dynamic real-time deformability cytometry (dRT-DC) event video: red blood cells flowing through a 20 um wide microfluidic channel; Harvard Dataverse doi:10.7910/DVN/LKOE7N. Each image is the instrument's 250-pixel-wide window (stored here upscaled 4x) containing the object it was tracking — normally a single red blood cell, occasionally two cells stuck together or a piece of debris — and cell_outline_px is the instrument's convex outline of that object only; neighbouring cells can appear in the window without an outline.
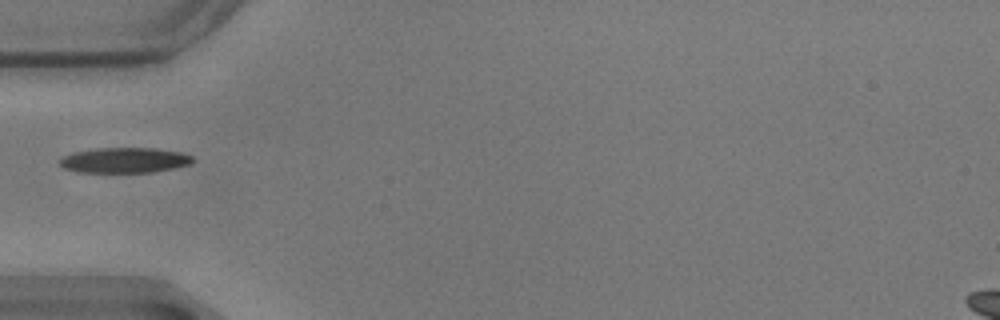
{"species": "common noctule bat (a hibernating species)", "species_latin": "Nyctalus noctula", "temperature_condition": "warm", "stored_images_in_passage": 40, "camera_frame_rate_fps": 3000, "um_per_image_px": 0.085, "animal": {"sex": "male", "body_mass_g": 17.9}, "frame": {"image": 1, "passage_image": 1, "time_ms": 0.0, "image_size_px": [1000, 320], "cell_outline_px": [[196, 160], [192, 164], [152, 172], [76, 172], [64, 168], [56, 160], [60, 156], [72, 152], [96, 148], [156, 148], [180, 152], [192, 156]], "centroid_in_image_um": [10.54, 13.61], "position_along_channel_um": 74.5, "area_um2": 19.88}}
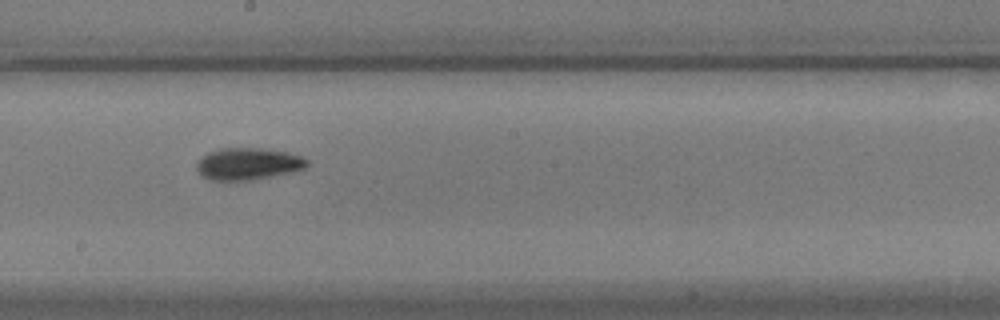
{"frame": {"image": 2, "passage_image": 14, "time_ms": 4.333, "image_size_px": [1000, 320], "cell_outline_px": [[308, 164], [304, 168], [292, 172], [252, 180], [208, 180], [200, 176], [196, 168], [196, 164], [208, 152], [220, 148], [260, 148], [288, 152], [300, 156], [308, 160]], "centroid_in_image_um": [21.06, 13.93], "position_along_channel_um": 227.1, "area_um2": 20.58}}
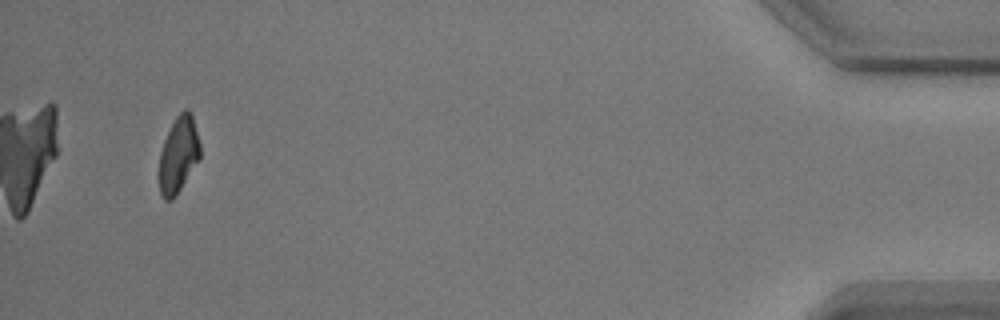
{"frame": {"image": 3, "passage_image": 37, "time_ms": 12.0, "image_size_px": [1000, 320], "cell_outline_px": [[200, 160], [176, 196], [172, 200], [164, 200], [160, 192], [160, 152], [164, 140], [176, 116], [184, 108], [188, 108], [192, 116], [200, 144]], "centroid_in_image_um": [15.19, 13.16], "position_along_channel_um": 420.0, "area_um2": 18.15}}